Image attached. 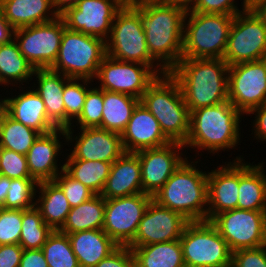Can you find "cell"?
<instances>
[{
    "label": "cell",
    "mask_w": 266,
    "mask_h": 267,
    "mask_svg": "<svg viewBox=\"0 0 266 267\" xmlns=\"http://www.w3.org/2000/svg\"><path fill=\"white\" fill-rule=\"evenodd\" d=\"M150 55L170 72L182 59L186 8L171 0L136 7Z\"/></svg>",
    "instance_id": "cell-1"
},
{
    "label": "cell",
    "mask_w": 266,
    "mask_h": 267,
    "mask_svg": "<svg viewBox=\"0 0 266 267\" xmlns=\"http://www.w3.org/2000/svg\"><path fill=\"white\" fill-rule=\"evenodd\" d=\"M228 69L223 58H182L169 73L179 83L191 112L228 101Z\"/></svg>",
    "instance_id": "cell-2"
},
{
    "label": "cell",
    "mask_w": 266,
    "mask_h": 267,
    "mask_svg": "<svg viewBox=\"0 0 266 267\" xmlns=\"http://www.w3.org/2000/svg\"><path fill=\"white\" fill-rule=\"evenodd\" d=\"M187 158L153 195L158 205L182 214L187 220H207L208 173L198 170Z\"/></svg>",
    "instance_id": "cell-3"
},
{
    "label": "cell",
    "mask_w": 266,
    "mask_h": 267,
    "mask_svg": "<svg viewBox=\"0 0 266 267\" xmlns=\"http://www.w3.org/2000/svg\"><path fill=\"white\" fill-rule=\"evenodd\" d=\"M242 115L230 101L191 111L189 135L183 145L185 148L210 150L213 154L223 149H234L240 142Z\"/></svg>",
    "instance_id": "cell-4"
},
{
    "label": "cell",
    "mask_w": 266,
    "mask_h": 267,
    "mask_svg": "<svg viewBox=\"0 0 266 267\" xmlns=\"http://www.w3.org/2000/svg\"><path fill=\"white\" fill-rule=\"evenodd\" d=\"M140 102L156 118L162 132L171 142H186L190 130V111L179 83L169 72L158 76Z\"/></svg>",
    "instance_id": "cell-5"
},
{
    "label": "cell",
    "mask_w": 266,
    "mask_h": 267,
    "mask_svg": "<svg viewBox=\"0 0 266 267\" xmlns=\"http://www.w3.org/2000/svg\"><path fill=\"white\" fill-rule=\"evenodd\" d=\"M233 19L234 15L230 14L198 13L187 9L182 58H223Z\"/></svg>",
    "instance_id": "cell-6"
},
{
    "label": "cell",
    "mask_w": 266,
    "mask_h": 267,
    "mask_svg": "<svg viewBox=\"0 0 266 267\" xmlns=\"http://www.w3.org/2000/svg\"><path fill=\"white\" fill-rule=\"evenodd\" d=\"M106 55V41L102 38L65 28L50 69L68 78L92 80Z\"/></svg>",
    "instance_id": "cell-7"
},
{
    "label": "cell",
    "mask_w": 266,
    "mask_h": 267,
    "mask_svg": "<svg viewBox=\"0 0 266 267\" xmlns=\"http://www.w3.org/2000/svg\"><path fill=\"white\" fill-rule=\"evenodd\" d=\"M106 54L120 61L156 65L158 69H164L154 63L156 60L149 53L140 11L136 7L123 5L117 11L106 40Z\"/></svg>",
    "instance_id": "cell-8"
},
{
    "label": "cell",
    "mask_w": 266,
    "mask_h": 267,
    "mask_svg": "<svg viewBox=\"0 0 266 267\" xmlns=\"http://www.w3.org/2000/svg\"><path fill=\"white\" fill-rule=\"evenodd\" d=\"M179 240L186 267H231L232 252L210 221L189 222Z\"/></svg>",
    "instance_id": "cell-9"
},
{
    "label": "cell",
    "mask_w": 266,
    "mask_h": 267,
    "mask_svg": "<svg viewBox=\"0 0 266 267\" xmlns=\"http://www.w3.org/2000/svg\"><path fill=\"white\" fill-rule=\"evenodd\" d=\"M156 68L137 62L120 61L106 55L95 79L101 82L99 89L141 99L158 76L168 73L165 69Z\"/></svg>",
    "instance_id": "cell-10"
},
{
    "label": "cell",
    "mask_w": 266,
    "mask_h": 267,
    "mask_svg": "<svg viewBox=\"0 0 266 267\" xmlns=\"http://www.w3.org/2000/svg\"><path fill=\"white\" fill-rule=\"evenodd\" d=\"M223 59L229 66L266 59V25L253 9L234 16Z\"/></svg>",
    "instance_id": "cell-11"
},
{
    "label": "cell",
    "mask_w": 266,
    "mask_h": 267,
    "mask_svg": "<svg viewBox=\"0 0 266 267\" xmlns=\"http://www.w3.org/2000/svg\"><path fill=\"white\" fill-rule=\"evenodd\" d=\"M65 28L64 21L58 16L46 23L15 29L14 40L34 69L51 68L58 56Z\"/></svg>",
    "instance_id": "cell-12"
},
{
    "label": "cell",
    "mask_w": 266,
    "mask_h": 267,
    "mask_svg": "<svg viewBox=\"0 0 266 267\" xmlns=\"http://www.w3.org/2000/svg\"><path fill=\"white\" fill-rule=\"evenodd\" d=\"M210 222L226 240L232 253L240 249L264 246L266 211L237 208L220 212Z\"/></svg>",
    "instance_id": "cell-13"
},
{
    "label": "cell",
    "mask_w": 266,
    "mask_h": 267,
    "mask_svg": "<svg viewBox=\"0 0 266 267\" xmlns=\"http://www.w3.org/2000/svg\"><path fill=\"white\" fill-rule=\"evenodd\" d=\"M228 101L243 114L266 103V59L229 66Z\"/></svg>",
    "instance_id": "cell-14"
},
{
    "label": "cell",
    "mask_w": 266,
    "mask_h": 267,
    "mask_svg": "<svg viewBox=\"0 0 266 267\" xmlns=\"http://www.w3.org/2000/svg\"><path fill=\"white\" fill-rule=\"evenodd\" d=\"M151 200L152 196L145 193L105 199L102 229L118 246H128L134 240L139 222Z\"/></svg>",
    "instance_id": "cell-15"
},
{
    "label": "cell",
    "mask_w": 266,
    "mask_h": 267,
    "mask_svg": "<svg viewBox=\"0 0 266 267\" xmlns=\"http://www.w3.org/2000/svg\"><path fill=\"white\" fill-rule=\"evenodd\" d=\"M119 0H79L59 16L65 27L107 40L117 11L123 6Z\"/></svg>",
    "instance_id": "cell-16"
},
{
    "label": "cell",
    "mask_w": 266,
    "mask_h": 267,
    "mask_svg": "<svg viewBox=\"0 0 266 267\" xmlns=\"http://www.w3.org/2000/svg\"><path fill=\"white\" fill-rule=\"evenodd\" d=\"M189 222L182 214L151 200L128 247L179 240Z\"/></svg>",
    "instance_id": "cell-17"
},
{
    "label": "cell",
    "mask_w": 266,
    "mask_h": 267,
    "mask_svg": "<svg viewBox=\"0 0 266 267\" xmlns=\"http://www.w3.org/2000/svg\"><path fill=\"white\" fill-rule=\"evenodd\" d=\"M185 146L179 142L136 152L141 165L142 191L153 195L166 183L173 172L186 159L182 157ZM182 154V155H181Z\"/></svg>",
    "instance_id": "cell-18"
},
{
    "label": "cell",
    "mask_w": 266,
    "mask_h": 267,
    "mask_svg": "<svg viewBox=\"0 0 266 267\" xmlns=\"http://www.w3.org/2000/svg\"><path fill=\"white\" fill-rule=\"evenodd\" d=\"M79 136L73 138L72 127L65 129L66 142H74V149L66 159L98 160L113 163L125 151L121 134L99 127L81 128ZM81 133V134H80Z\"/></svg>",
    "instance_id": "cell-19"
},
{
    "label": "cell",
    "mask_w": 266,
    "mask_h": 267,
    "mask_svg": "<svg viewBox=\"0 0 266 267\" xmlns=\"http://www.w3.org/2000/svg\"><path fill=\"white\" fill-rule=\"evenodd\" d=\"M222 165L208 172V210L207 221L220 212L237 209L239 191V160Z\"/></svg>",
    "instance_id": "cell-20"
},
{
    "label": "cell",
    "mask_w": 266,
    "mask_h": 267,
    "mask_svg": "<svg viewBox=\"0 0 266 267\" xmlns=\"http://www.w3.org/2000/svg\"><path fill=\"white\" fill-rule=\"evenodd\" d=\"M121 141L124 151L128 153L162 147L171 142L162 132L159 122L141 102L121 133Z\"/></svg>",
    "instance_id": "cell-21"
},
{
    "label": "cell",
    "mask_w": 266,
    "mask_h": 267,
    "mask_svg": "<svg viewBox=\"0 0 266 267\" xmlns=\"http://www.w3.org/2000/svg\"><path fill=\"white\" fill-rule=\"evenodd\" d=\"M61 135L66 137L65 129L56 128L49 133L40 134L26 154L29 173L38 183L53 181L61 172L57 164L62 143L58 137Z\"/></svg>",
    "instance_id": "cell-22"
},
{
    "label": "cell",
    "mask_w": 266,
    "mask_h": 267,
    "mask_svg": "<svg viewBox=\"0 0 266 267\" xmlns=\"http://www.w3.org/2000/svg\"><path fill=\"white\" fill-rule=\"evenodd\" d=\"M143 193L141 165L136 153L124 152L115 160L100 195L105 199Z\"/></svg>",
    "instance_id": "cell-23"
},
{
    "label": "cell",
    "mask_w": 266,
    "mask_h": 267,
    "mask_svg": "<svg viewBox=\"0 0 266 267\" xmlns=\"http://www.w3.org/2000/svg\"><path fill=\"white\" fill-rule=\"evenodd\" d=\"M6 113L23 125L46 134L57 127L48 119L46 107L34 90L23 91L16 97H6Z\"/></svg>",
    "instance_id": "cell-24"
},
{
    "label": "cell",
    "mask_w": 266,
    "mask_h": 267,
    "mask_svg": "<svg viewBox=\"0 0 266 267\" xmlns=\"http://www.w3.org/2000/svg\"><path fill=\"white\" fill-rule=\"evenodd\" d=\"M33 76L38 81L35 91L45 104L48 119L57 128L65 129L63 89L70 78L50 68L35 69Z\"/></svg>",
    "instance_id": "cell-25"
},
{
    "label": "cell",
    "mask_w": 266,
    "mask_h": 267,
    "mask_svg": "<svg viewBox=\"0 0 266 267\" xmlns=\"http://www.w3.org/2000/svg\"><path fill=\"white\" fill-rule=\"evenodd\" d=\"M80 267H95L119 246L103 229L67 234Z\"/></svg>",
    "instance_id": "cell-26"
},
{
    "label": "cell",
    "mask_w": 266,
    "mask_h": 267,
    "mask_svg": "<svg viewBox=\"0 0 266 267\" xmlns=\"http://www.w3.org/2000/svg\"><path fill=\"white\" fill-rule=\"evenodd\" d=\"M0 11L14 29L46 23L59 16L51 0H0Z\"/></svg>",
    "instance_id": "cell-27"
},
{
    "label": "cell",
    "mask_w": 266,
    "mask_h": 267,
    "mask_svg": "<svg viewBox=\"0 0 266 267\" xmlns=\"http://www.w3.org/2000/svg\"><path fill=\"white\" fill-rule=\"evenodd\" d=\"M239 160L237 208L266 211V174L262 163L250 165Z\"/></svg>",
    "instance_id": "cell-28"
},
{
    "label": "cell",
    "mask_w": 266,
    "mask_h": 267,
    "mask_svg": "<svg viewBox=\"0 0 266 267\" xmlns=\"http://www.w3.org/2000/svg\"><path fill=\"white\" fill-rule=\"evenodd\" d=\"M40 196L35 199L44 222L53 230H59L66 221L71 206L61 188L54 181L38 183Z\"/></svg>",
    "instance_id": "cell-29"
},
{
    "label": "cell",
    "mask_w": 266,
    "mask_h": 267,
    "mask_svg": "<svg viewBox=\"0 0 266 267\" xmlns=\"http://www.w3.org/2000/svg\"><path fill=\"white\" fill-rule=\"evenodd\" d=\"M129 248L136 267H186L180 240Z\"/></svg>",
    "instance_id": "cell-30"
},
{
    "label": "cell",
    "mask_w": 266,
    "mask_h": 267,
    "mask_svg": "<svg viewBox=\"0 0 266 267\" xmlns=\"http://www.w3.org/2000/svg\"><path fill=\"white\" fill-rule=\"evenodd\" d=\"M103 113L99 128L121 134L140 99L127 94L103 90Z\"/></svg>",
    "instance_id": "cell-31"
},
{
    "label": "cell",
    "mask_w": 266,
    "mask_h": 267,
    "mask_svg": "<svg viewBox=\"0 0 266 267\" xmlns=\"http://www.w3.org/2000/svg\"><path fill=\"white\" fill-rule=\"evenodd\" d=\"M105 198L94 195L89 200L71 208L66 221L59 229L62 233L102 229L104 225Z\"/></svg>",
    "instance_id": "cell-32"
},
{
    "label": "cell",
    "mask_w": 266,
    "mask_h": 267,
    "mask_svg": "<svg viewBox=\"0 0 266 267\" xmlns=\"http://www.w3.org/2000/svg\"><path fill=\"white\" fill-rule=\"evenodd\" d=\"M34 67L22 55L17 42L12 39L9 43L0 45V84H18L27 82L34 74ZM14 82V83H12Z\"/></svg>",
    "instance_id": "cell-33"
},
{
    "label": "cell",
    "mask_w": 266,
    "mask_h": 267,
    "mask_svg": "<svg viewBox=\"0 0 266 267\" xmlns=\"http://www.w3.org/2000/svg\"><path fill=\"white\" fill-rule=\"evenodd\" d=\"M64 170L83 183L95 195H100L108 179L111 162L98 160L66 159Z\"/></svg>",
    "instance_id": "cell-34"
},
{
    "label": "cell",
    "mask_w": 266,
    "mask_h": 267,
    "mask_svg": "<svg viewBox=\"0 0 266 267\" xmlns=\"http://www.w3.org/2000/svg\"><path fill=\"white\" fill-rule=\"evenodd\" d=\"M40 134L5 113L0 121V148L26 155Z\"/></svg>",
    "instance_id": "cell-35"
},
{
    "label": "cell",
    "mask_w": 266,
    "mask_h": 267,
    "mask_svg": "<svg viewBox=\"0 0 266 267\" xmlns=\"http://www.w3.org/2000/svg\"><path fill=\"white\" fill-rule=\"evenodd\" d=\"M22 228L19 244L23 249H42L53 229L47 225L34 206L22 210Z\"/></svg>",
    "instance_id": "cell-36"
},
{
    "label": "cell",
    "mask_w": 266,
    "mask_h": 267,
    "mask_svg": "<svg viewBox=\"0 0 266 267\" xmlns=\"http://www.w3.org/2000/svg\"><path fill=\"white\" fill-rule=\"evenodd\" d=\"M42 252L48 267H80L68 235L59 230H53L49 235Z\"/></svg>",
    "instance_id": "cell-37"
},
{
    "label": "cell",
    "mask_w": 266,
    "mask_h": 267,
    "mask_svg": "<svg viewBox=\"0 0 266 267\" xmlns=\"http://www.w3.org/2000/svg\"><path fill=\"white\" fill-rule=\"evenodd\" d=\"M4 209L25 210L35 206L38 182L33 178L10 179Z\"/></svg>",
    "instance_id": "cell-38"
},
{
    "label": "cell",
    "mask_w": 266,
    "mask_h": 267,
    "mask_svg": "<svg viewBox=\"0 0 266 267\" xmlns=\"http://www.w3.org/2000/svg\"><path fill=\"white\" fill-rule=\"evenodd\" d=\"M84 84H80L79 81ZM93 80L70 78L63 89V101L65 106V129L70 128L71 121L77 119L83 109L87 91L90 89L87 84ZM86 85V86H85Z\"/></svg>",
    "instance_id": "cell-39"
},
{
    "label": "cell",
    "mask_w": 266,
    "mask_h": 267,
    "mask_svg": "<svg viewBox=\"0 0 266 267\" xmlns=\"http://www.w3.org/2000/svg\"><path fill=\"white\" fill-rule=\"evenodd\" d=\"M103 90L92 87L87 91L85 103L77 122L81 128H96L101 126L103 113Z\"/></svg>",
    "instance_id": "cell-40"
},
{
    "label": "cell",
    "mask_w": 266,
    "mask_h": 267,
    "mask_svg": "<svg viewBox=\"0 0 266 267\" xmlns=\"http://www.w3.org/2000/svg\"><path fill=\"white\" fill-rule=\"evenodd\" d=\"M60 169L61 172L53 181L61 188L71 208L78 206L95 195L83 183L71 177L64 170V165Z\"/></svg>",
    "instance_id": "cell-41"
},
{
    "label": "cell",
    "mask_w": 266,
    "mask_h": 267,
    "mask_svg": "<svg viewBox=\"0 0 266 267\" xmlns=\"http://www.w3.org/2000/svg\"><path fill=\"white\" fill-rule=\"evenodd\" d=\"M22 210L0 208V245L19 244Z\"/></svg>",
    "instance_id": "cell-42"
},
{
    "label": "cell",
    "mask_w": 266,
    "mask_h": 267,
    "mask_svg": "<svg viewBox=\"0 0 266 267\" xmlns=\"http://www.w3.org/2000/svg\"><path fill=\"white\" fill-rule=\"evenodd\" d=\"M0 175L10 179L32 178L28 170L26 155L0 148Z\"/></svg>",
    "instance_id": "cell-43"
},
{
    "label": "cell",
    "mask_w": 266,
    "mask_h": 267,
    "mask_svg": "<svg viewBox=\"0 0 266 267\" xmlns=\"http://www.w3.org/2000/svg\"><path fill=\"white\" fill-rule=\"evenodd\" d=\"M231 267H266V248L260 246L234 251Z\"/></svg>",
    "instance_id": "cell-44"
},
{
    "label": "cell",
    "mask_w": 266,
    "mask_h": 267,
    "mask_svg": "<svg viewBox=\"0 0 266 267\" xmlns=\"http://www.w3.org/2000/svg\"><path fill=\"white\" fill-rule=\"evenodd\" d=\"M234 3V0H197L188 10L198 13L230 14L235 16L243 11H240Z\"/></svg>",
    "instance_id": "cell-45"
},
{
    "label": "cell",
    "mask_w": 266,
    "mask_h": 267,
    "mask_svg": "<svg viewBox=\"0 0 266 267\" xmlns=\"http://www.w3.org/2000/svg\"><path fill=\"white\" fill-rule=\"evenodd\" d=\"M95 267H136V265L131 249L128 246H119Z\"/></svg>",
    "instance_id": "cell-46"
},
{
    "label": "cell",
    "mask_w": 266,
    "mask_h": 267,
    "mask_svg": "<svg viewBox=\"0 0 266 267\" xmlns=\"http://www.w3.org/2000/svg\"><path fill=\"white\" fill-rule=\"evenodd\" d=\"M23 250L20 244L0 245V267H19Z\"/></svg>",
    "instance_id": "cell-47"
},
{
    "label": "cell",
    "mask_w": 266,
    "mask_h": 267,
    "mask_svg": "<svg viewBox=\"0 0 266 267\" xmlns=\"http://www.w3.org/2000/svg\"><path fill=\"white\" fill-rule=\"evenodd\" d=\"M19 267H48L42 249H24Z\"/></svg>",
    "instance_id": "cell-48"
},
{
    "label": "cell",
    "mask_w": 266,
    "mask_h": 267,
    "mask_svg": "<svg viewBox=\"0 0 266 267\" xmlns=\"http://www.w3.org/2000/svg\"><path fill=\"white\" fill-rule=\"evenodd\" d=\"M248 114L256 115V119L253 121L254 135L256 139L266 141V103L252 109Z\"/></svg>",
    "instance_id": "cell-49"
},
{
    "label": "cell",
    "mask_w": 266,
    "mask_h": 267,
    "mask_svg": "<svg viewBox=\"0 0 266 267\" xmlns=\"http://www.w3.org/2000/svg\"><path fill=\"white\" fill-rule=\"evenodd\" d=\"M14 30L0 11V45L9 43L14 39Z\"/></svg>",
    "instance_id": "cell-50"
},
{
    "label": "cell",
    "mask_w": 266,
    "mask_h": 267,
    "mask_svg": "<svg viewBox=\"0 0 266 267\" xmlns=\"http://www.w3.org/2000/svg\"><path fill=\"white\" fill-rule=\"evenodd\" d=\"M79 0H51L55 11L60 15L67 8L74 7Z\"/></svg>",
    "instance_id": "cell-51"
},
{
    "label": "cell",
    "mask_w": 266,
    "mask_h": 267,
    "mask_svg": "<svg viewBox=\"0 0 266 267\" xmlns=\"http://www.w3.org/2000/svg\"><path fill=\"white\" fill-rule=\"evenodd\" d=\"M10 185V178L0 175V207L4 206L5 199L7 197L8 189Z\"/></svg>",
    "instance_id": "cell-52"
},
{
    "label": "cell",
    "mask_w": 266,
    "mask_h": 267,
    "mask_svg": "<svg viewBox=\"0 0 266 267\" xmlns=\"http://www.w3.org/2000/svg\"><path fill=\"white\" fill-rule=\"evenodd\" d=\"M266 25V0H261L252 8Z\"/></svg>",
    "instance_id": "cell-53"
},
{
    "label": "cell",
    "mask_w": 266,
    "mask_h": 267,
    "mask_svg": "<svg viewBox=\"0 0 266 267\" xmlns=\"http://www.w3.org/2000/svg\"><path fill=\"white\" fill-rule=\"evenodd\" d=\"M168 1H171V0H129V6L137 7V6L148 4V3H164Z\"/></svg>",
    "instance_id": "cell-54"
},
{
    "label": "cell",
    "mask_w": 266,
    "mask_h": 267,
    "mask_svg": "<svg viewBox=\"0 0 266 267\" xmlns=\"http://www.w3.org/2000/svg\"><path fill=\"white\" fill-rule=\"evenodd\" d=\"M261 0H243V8L242 11L252 9L256 4H258Z\"/></svg>",
    "instance_id": "cell-55"
},
{
    "label": "cell",
    "mask_w": 266,
    "mask_h": 267,
    "mask_svg": "<svg viewBox=\"0 0 266 267\" xmlns=\"http://www.w3.org/2000/svg\"><path fill=\"white\" fill-rule=\"evenodd\" d=\"M173 1L177 2L181 6H184L186 9H189V7H191V5H193L197 0H173Z\"/></svg>",
    "instance_id": "cell-56"
},
{
    "label": "cell",
    "mask_w": 266,
    "mask_h": 267,
    "mask_svg": "<svg viewBox=\"0 0 266 267\" xmlns=\"http://www.w3.org/2000/svg\"><path fill=\"white\" fill-rule=\"evenodd\" d=\"M0 121L2 120L4 114L6 113V98L0 99Z\"/></svg>",
    "instance_id": "cell-57"
},
{
    "label": "cell",
    "mask_w": 266,
    "mask_h": 267,
    "mask_svg": "<svg viewBox=\"0 0 266 267\" xmlns=\"http://www.w3.org/2000/svg\"><path fill=\"white\" fill-rule=\"evenodd\" d=\"M121 3H123L124 5L129 6V0H119Z\"/></svg>",
    "instance_id": "cell-58"
},
{
    "label": "cell",
    "mask_w": 266,
    "mask_h": 267,
    "mask_svg": "<svg viewBox=\"0 0 266 267\" xmlns=\"http://www.w3.org/2000/svg\"><path fill=\"white\" fill-rule=\"evenodd\" d=\"M264 247L266 248V234H265V242H264Z\"/></svg>",
    "instance_id": "cell-59"
}]
</instances>
